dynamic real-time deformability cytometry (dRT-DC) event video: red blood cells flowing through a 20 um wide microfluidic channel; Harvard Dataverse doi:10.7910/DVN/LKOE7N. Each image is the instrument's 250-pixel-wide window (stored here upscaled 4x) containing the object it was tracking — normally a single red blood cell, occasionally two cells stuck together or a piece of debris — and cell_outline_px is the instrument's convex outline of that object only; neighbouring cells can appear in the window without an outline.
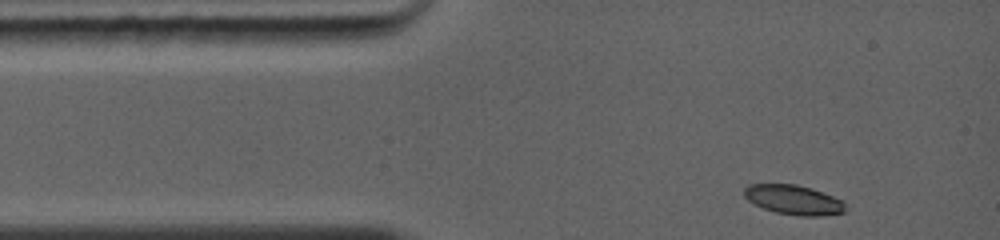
{"species": "common noctule bat (a hibernating species)", "species_latin": "Nyctalus noctula", "temperature_condition": "warm", "stored_images_in_passage": 28, "camera_frame_rate_fps": 5000, "um_per_image_px": 0.085, "animal": {"sex": "female", "body_mass_g": 19.0, "forearm_length_mm": 56.7}, "frame": {"image": 1, "passage_image": 1, "time_ms": 0.0, "image_size_px": [1000, 240], "cell_outline_px": [[848, 208], [844, 212], [820, 216], [800, 216], [776, 212], [764, 208], [748, 200], [744, 196], [744, 188], [748, 184], [796, 184], [812, 188], [844, 200]], "centroid_in_image_um": [67.51, 16.98], "position_along_channel_um": 17.5, "area_um2": 17.57}}
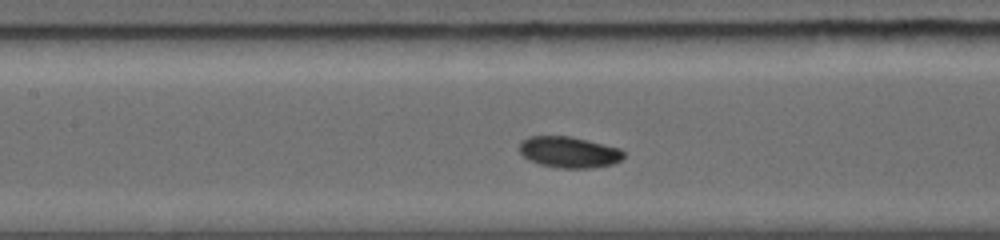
{"frame": {"image": 2, "passage_image": 16, "time_ms": 4.2, "image_size_px": [1000, 240], "cell_outline_px": [[624, 156], [620, 160], [612, 164], [592, 168], [556, 168], [540, 164], [528, 160], [520, 152], [520, 144], [528, 136], [568, 136], [588, 140], [620, 148], [624, 152]], "centroid_in_image_um": [48.37, 12.94], "position_along_channel_um": 159.0, "area_um2": 18.9}}
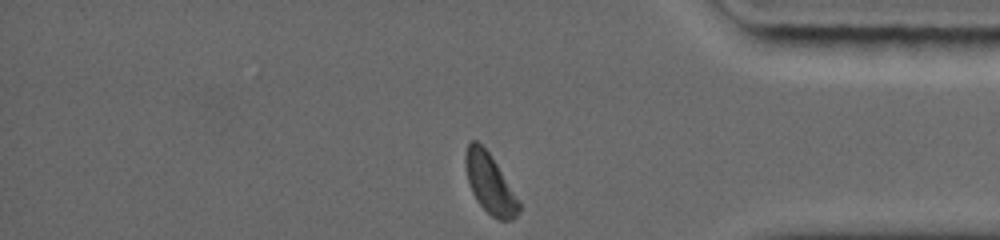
{"frame": {"image": 3, "passage_image": 28, "time_ms": 10.0, "image_size_px": [1000, 240], "cell_outline_px": [[520, 208], [516, 216], [512, 220], [500, 220], [492, 216], [476, 200], [468, 184], [464, 164], [464, 156], [468, 140], [476, 140], [488, 152], [496, 164], [520, 204]], "centroid_in_image_um": [41.57, 15.58], "position_along_channel_um": 393.6, "area_um2": 18.21}, "authors_computed_cell_mechanics": {"area_um2": 18.8717, "velocity_mm_per_s": 4.329, "shape_relaxation_time_tau1_ms": 2.5841, "shape_relaxation_time_tau2_ms": null, "deformation_change_tau1": 0.0898, "deformation_change_tau2": null}}